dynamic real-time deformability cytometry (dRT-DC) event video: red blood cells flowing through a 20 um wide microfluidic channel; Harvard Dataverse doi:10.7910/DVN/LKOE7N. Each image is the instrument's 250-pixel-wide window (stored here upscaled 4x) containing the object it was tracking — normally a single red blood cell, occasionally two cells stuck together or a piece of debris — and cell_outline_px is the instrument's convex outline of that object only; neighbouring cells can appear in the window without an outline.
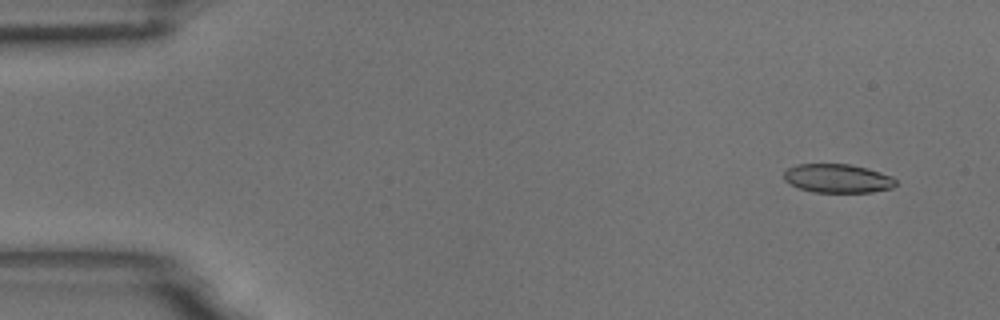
{"species": "common noctule bat (a hibernating species)", "species_latin": "Nyctalus noctula", "temperature_condition": "room temperature", "stored_images_in_passage": 5, "camera_frame_rate_fps": 3000, "um_per_image_px": 0.085, "animal": {"sex": "male", "body_mass_g": 18.8}, "frame": {"image": 1, "passage_image": 1, "time_ms": 0.0, "image_size_px": [1000, 320], "cell_outline_px": [[896, 184], [892, 188], [872, 192], [812, 192], [788, 184], [784, 180], [784, 172], [788, 168], [796, 164], [848, 164], [868, 168], [892, 176], [896, 180]], "centroid_in_image_um": [71.19, 15.16], "position_along_channel_um": 13.8, "area_um2": 18.84}}
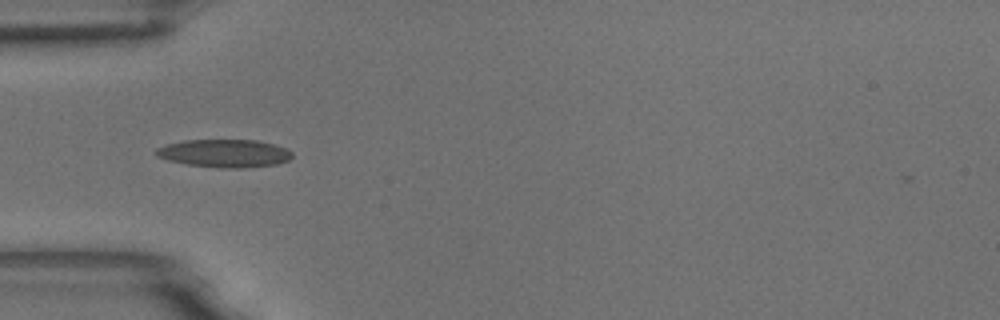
{"frame": {"image": 2, "passage_image": 5, "time_ms": 1.333, "image_size_px": [1000, 320], "cell_outline_px": [[292, 156], [288, 160], [276, 164], [244, 168], [220, 168], [188, 164], [168, 160], [156, 156], [156, 148], [168, 144], [184, 140], [256, 140], [288, 148], [292, 152]], "centroid_in_image_um": [19.09, 13.03], "position_along_channel_um": 65.9, "area_um2": 22.08}}